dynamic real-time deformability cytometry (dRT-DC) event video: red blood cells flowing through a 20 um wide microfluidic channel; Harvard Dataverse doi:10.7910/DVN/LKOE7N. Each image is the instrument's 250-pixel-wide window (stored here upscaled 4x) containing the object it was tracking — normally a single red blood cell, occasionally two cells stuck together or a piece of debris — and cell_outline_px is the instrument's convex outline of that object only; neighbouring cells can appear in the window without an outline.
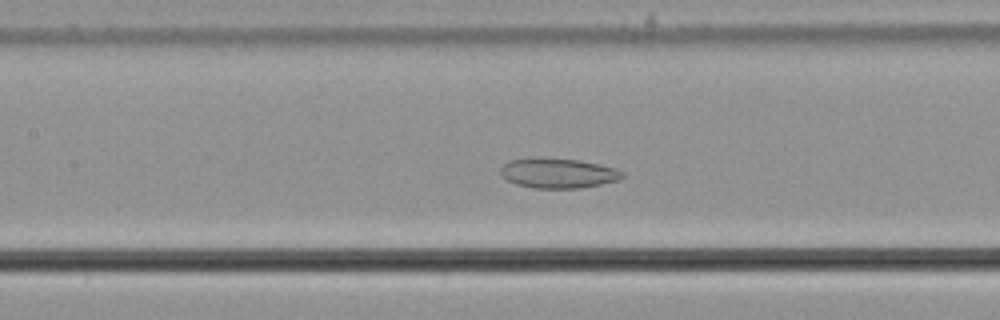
{"species": "common noctule bat (a hibernating species)", "species_latin": "Nyctalus noctula", "temperature_condition": "cold", "stored_images_in_passage": 55, "camera_frame_rate_fps": 3000, "um_per_image_px": 0.085, "animal": {"sex": "male", "body_mass_g": 21.5, "forearm_length_mm": 52.0}, "frame": {"image": 1, "passage_image": 25, "time_ms": 8.0, "image_size_px": [1000, 320], "cell_outline_px": [[624, 176], [620, 180], [580, 188], [532, 188], [516, 184], [500, 176], [500, 168], [508, 160], [580, 160], [616, 168], [624, 172]], "centroid_in_image_um": [47.47, 14.76], "position_along_channel_um": 159.9, "area_um2": 20.63}}
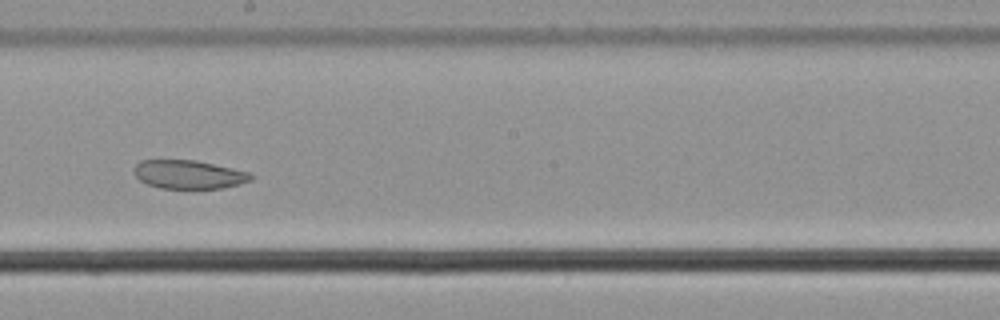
{"frame": {"image": 2, "passage_image": 31, "time_ms": 10.0, "image_size_px": [1000, 320], "cell_outline_px": [[256, 176], [252, 180], [240, 184], [220, 188], [160, 188], [148, 184], [140, 180], [136, 176], [136, 164], [140, 160], [196, 160], [232, 168], [248, 172]], "centroid_in_image_um": [16.09, 14.83], "position_along_channel_um": 232.1, "area_um2": 19.31}}
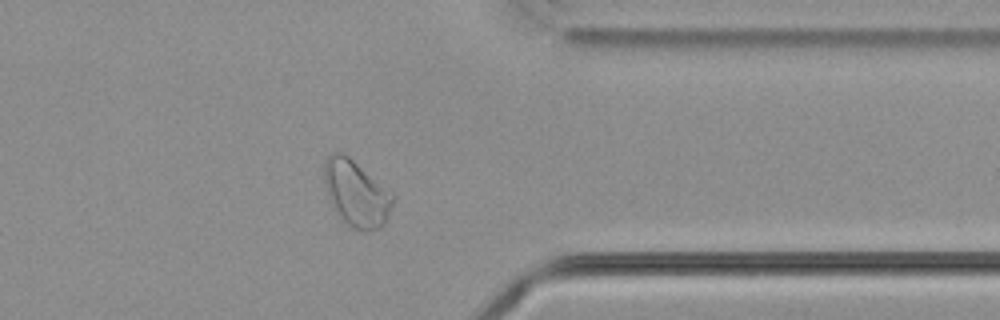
{"frame": {"image": 3, "passage_image": 44, "time_ms": 14.333, "image_size_px": [1000, 320], "cell_outline_px": [[396, 200], [384, 224], [380, 228], [352, 228], [336, 212], [328, 196], [324, 180], [324, 160], [332, 152], [344, 152], [392, 192], [396, 196]], "centroid_in_image_um": [30.3, 16.38], "position_along_channel_um": 381.1, "area_um2": 26.24}, "authors_computed_cell_mechanics": {"area_um2": 27.9752, "velocity_mm_per_s": 3.6245, "shape_relaxation_time_tau1_ms": null, "shape_relaxation_time_tau2_ms": 4.0939, "deformation_change_tau1": null, "deformation_change_tau2": 0.0714}}